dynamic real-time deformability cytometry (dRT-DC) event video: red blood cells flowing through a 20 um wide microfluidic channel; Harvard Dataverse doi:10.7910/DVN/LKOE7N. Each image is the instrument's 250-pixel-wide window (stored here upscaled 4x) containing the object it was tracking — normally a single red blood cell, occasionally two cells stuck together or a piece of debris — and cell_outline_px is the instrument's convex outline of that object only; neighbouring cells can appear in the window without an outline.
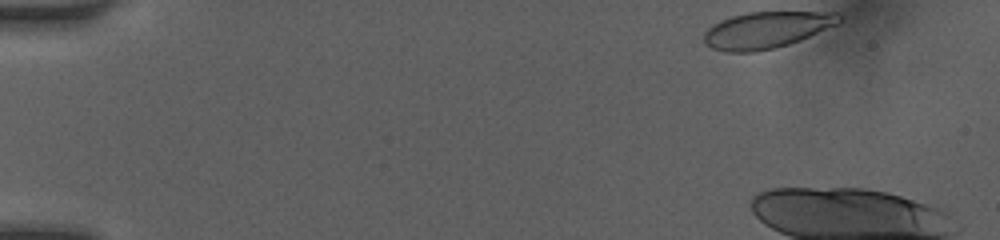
{"species": "human", "species_latin": "Homo sapiens", "temperature_condition": "room temperature", "stored_images_in_passage": 6, "camera_frame_rate_fps": 3000, "um_per_image_px": 0.085, "donor": {"sex": "female"}, "frame": {"image": 1, "passage_image": 1, "time_ms": 0.0, "image_size_px": [1000, 240], "cell_outline_px": [[840, 24], [800, 40], [788, 44], [756, 52], [724, 52], [712, 48], [704, 44], [704, 32], [712, 24], [720, 20], [732, 16], [748, 12], [840, 12]], "centroid_in_image_um": [65.15, 2.54], "position_along_channel_um": 19.9, "area_um2": 28.96}}